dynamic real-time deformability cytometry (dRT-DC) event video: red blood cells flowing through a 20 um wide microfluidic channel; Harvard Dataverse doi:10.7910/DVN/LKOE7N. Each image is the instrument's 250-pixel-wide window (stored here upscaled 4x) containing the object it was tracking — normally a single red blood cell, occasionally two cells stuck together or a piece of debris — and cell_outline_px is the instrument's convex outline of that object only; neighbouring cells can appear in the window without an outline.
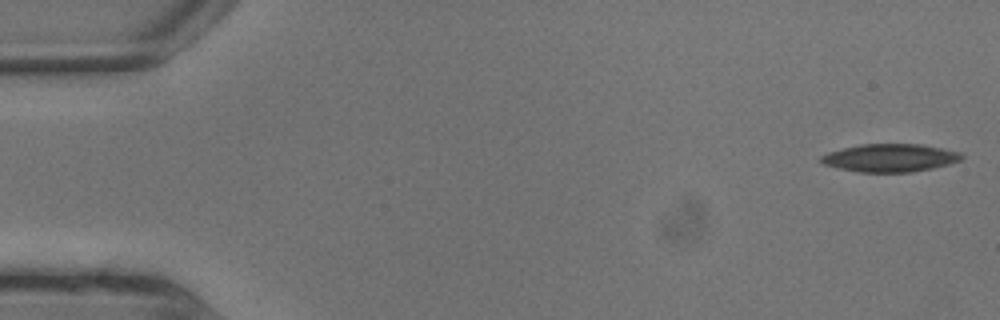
{"species": "common noctule bat (a hibernating species)", "species_latin": "Nyctalus noctula", "temperature_condition": "warm", "stored_images_in_passage": 6, "camera_frame_rate_fps": 3000, "um_per_image_px": 0.085, "animal": {"sex": "male", "body_mass_g": 13.3}, "frame": {"image": 1, "passage_image": 1, "time_ms": 0.0, "image_size_px": [1000, 320], "cell_outline_px": [[960, 156], [956, 160], [924, 168], [900, 172], [868, 172], [848, 168], [832, 164], [824, 160], [824, 156], [848, 148], [868, 144], [908, 144], [932, 148], [948, 152]], "centroid_in_image_um": [75.6, 13.41], "position_along_channel_um": 9.4, "area_um2": 19.77}}
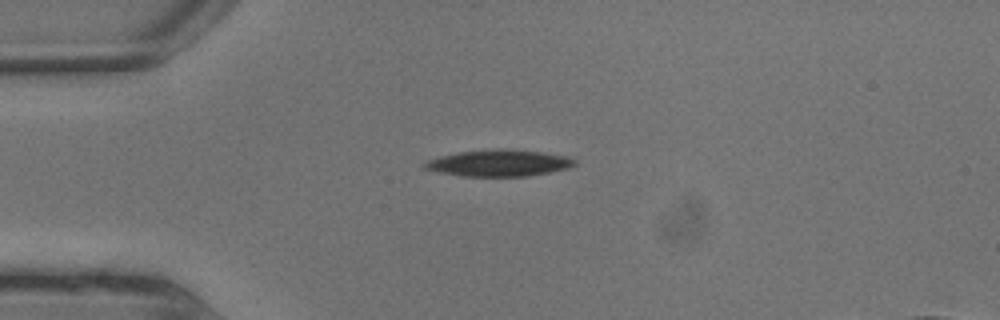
{"frame": {"image": 2, "passage_image": 5, "time_ms": 1.333, "image_size_px": [1000, 320], "cell_outline_px": [[572, 164], [560, 168], [540, 172], [516, 176], [476, 176], [452, 172], [432, 168], [428, 164], [436, 160], [448, 156], [468, 152], [528, 152], [552, 156], [568, 160]], "centroid_in_image_um": [42.4, 13.91], "position_along_channel_um": 42.6, "area_um2": 18.67}}